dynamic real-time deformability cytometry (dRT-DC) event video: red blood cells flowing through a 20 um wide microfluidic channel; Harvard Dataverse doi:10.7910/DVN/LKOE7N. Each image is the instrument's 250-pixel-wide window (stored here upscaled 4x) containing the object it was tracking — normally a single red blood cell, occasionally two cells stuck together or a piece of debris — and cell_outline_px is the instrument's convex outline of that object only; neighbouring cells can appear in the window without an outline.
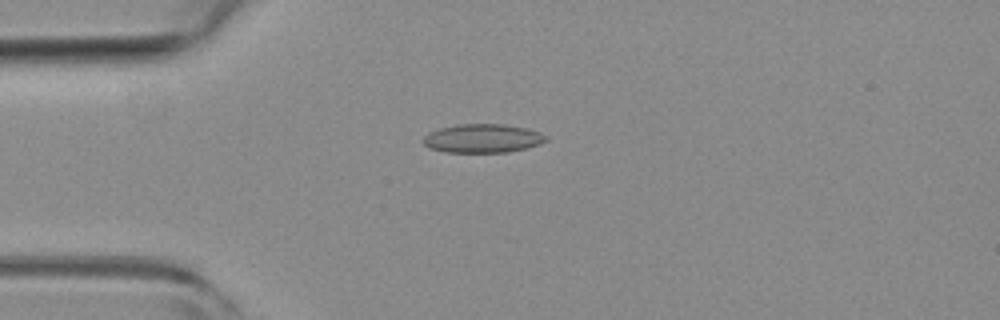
{"species": "common noctule bat (a hibernating species)", "species_latin": "Nyctalus noctula", "temperature_condition": "room temperature", "stored_images_in_passage": 6, "camera_frame_rate_fps": 3000, "um_per_image_px": 0.085, "animal": {"sex": "female", "body_mass_g": 19.3, "forearm_length_mm": 54.1}, "frame": {"image": 1, "passage_image": 4, "time_ms": 1.0, "image_size_px": [1000, 320], "cell_outline_px": [[548, 140], [540, 144], [528, 148], [508, 152], [444, 152], [428, 148], [420, 140], [428, 132], [440, 128], [456, 124], [504, 124], [528, 128], [540, 132], [548, 136]], "centroid_in_image_um": [41.02, 11.76], "position_along_channel_um": 44.0, "area_um2": 20.92}}
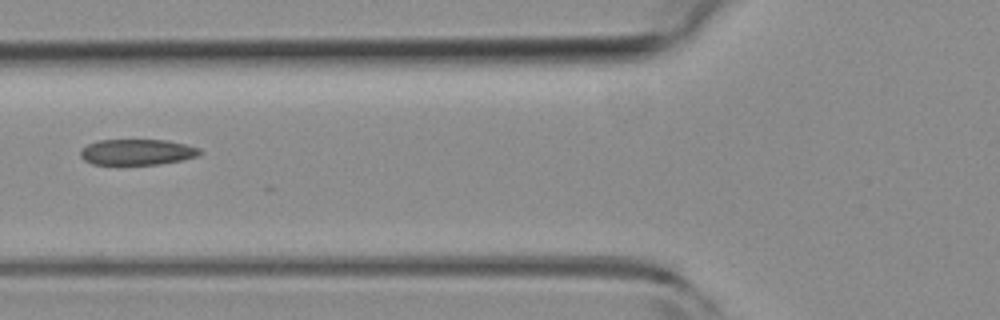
{"frame": {"image": 2, "passage_image": 6, "time_ms": 1.667, "image_size_px": [1000, 320], "cell_outline_px": [[204, 152], [200, 156], [160, 164], [92, 164], [84, 160], [80, 156], [80, 148], [96, 140], [168, 140], [200, 148]], "centroid_in_image_um": [11.66, 12.92], "position_along_channel_um": 114.1, "area_um2": 18.09}}